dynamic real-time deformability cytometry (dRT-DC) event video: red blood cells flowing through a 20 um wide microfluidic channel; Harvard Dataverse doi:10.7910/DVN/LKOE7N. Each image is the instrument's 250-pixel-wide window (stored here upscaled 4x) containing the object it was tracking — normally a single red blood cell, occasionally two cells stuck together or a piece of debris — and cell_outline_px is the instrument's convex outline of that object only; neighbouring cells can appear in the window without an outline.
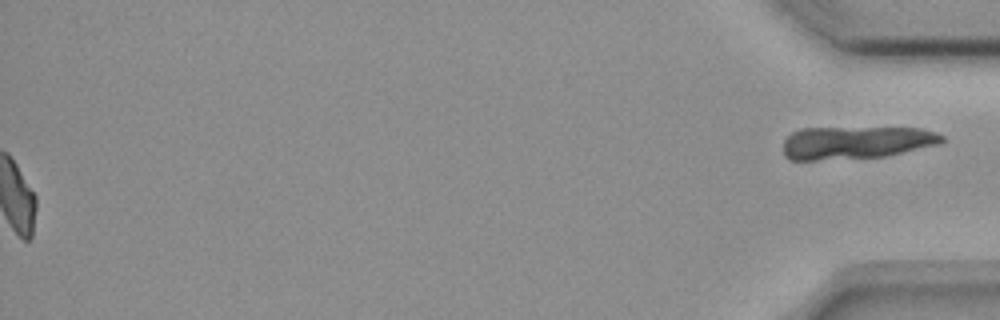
{"species": "common noctule bat (a hibernating species)", "species_latin": "Nyctalus noctula", "temperature_condition": "room temperature", "stored_images_in_passage": 45, "segment_of_instrument_passage": [2, 2], "camera_frame_rate_fps": 3000, "um_per_image_px": 0.085, "animal": {"sex": "female", "body_mass_g": 18.4}, "frame": {"image": 1, "passage_image": 45, "time_ms": 14.667, "image_size_px": [1000, 320], "cell_outline_px": [[944, 140], [940, 144], [884, 156], [816, 160], [788, 160], [784, 156], [784, 140], [792, 132], [800, 128], [920, 128], [936, 132], [944, 136]], "centroid_in_image_um": [72.74, 12.11], "position_along_channel_um": 362.5, "area_um2": 30.23}}